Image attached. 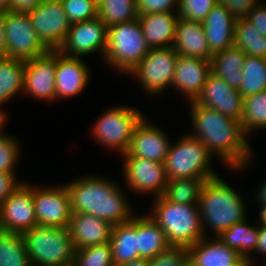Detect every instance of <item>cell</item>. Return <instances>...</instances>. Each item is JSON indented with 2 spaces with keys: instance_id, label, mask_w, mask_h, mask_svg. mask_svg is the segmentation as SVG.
Instances as JSON below:
<instances>
[{
  "instance_id": "6da1fadb",
  "label": "cell",
  "mask_w": 266,
  "mask_h": 266,
  "mask_svg": "<svg viewBox=\"0 0 266 266\" xmlns=\"http://www.w3.org/2000/svg\"><path fill=\"white\" fill-rule=\"evenodd\" d=\"M191 137L199 139L212 155L234 171L243 170L251 160L252 152L240 121L219 111L190 101Z\"/></svg>"
},
{
  "instance_id": "7a4b0ae2",
  "label": "cell",
  "mask_w": 266,
  "mask_h": 266,
  "mask_svg": "<svg viewBox=\"0 0 266 266\" xmlns=\"http://www.w3.org/2000/svg\"><path fill=\"white\" fill-rule=\"evenodd\" d=\"M65 186L70 195L72 213L91 214L113 226L128 222L133 217V209H130L126 196L111 180L84 176Z\"/></svg>"
},
{
  "instance_id": "3957f363",
  "label": "cell",
  "mask_w": 266,
  "mask_h": 266,
  "mask_svg": "<svg viewBox=\"0 0 266 266\" xmlns=\"http://www.w3.org/2000/svg\"><path fill=\"white\" fill-rule=\"evenodd\" d=\"M243 199L219 176L204 182L199 195L202 231L210 227L216 237L246 218ZM206 225V226H205Z\"/></svg>"
},
{
  "instance_id": "277c9868",
  "label": "cell",
  "mask_w": 266,
  "mask_h": 266,
  "mask_svg": "<svg viewBox=\"0 0 266 266\" xmlns=\"http://www.w3.org/2000/svg\"><path fill=\"white\" fill-rule=\"evenodd\" d=\"M153 201L148 216L162 228L171 246L188 248L205 237L199 205L170 202L162 196Z\"/></svg>"
},
{
  "instance_id": "5b68a950",
  "label": "cell",
  "mask_w": 266,
  "mask_h": 266,
  "mask_svg": "<svg viewBox=\"0 0 266 266\" xmlns=\"http://www.w3.org/2000/svg\"><path fill=\"white\" fill-rule=\"evenodd\" d=\"M32 266H72L75 254L68 227L34 226L23 233Z\"/></svg>"
},
{
  "instance_id": "8992f818",
  "label": "cell",
  "mask_w": 266,
  "mask_h": 266,
  "mask_svg": "<svg viewBox=\"0 0 266 266\" xmlns=\"http://www.w3.org/2000/svg\"><path fill=\"white\" fill-rule=\"evenodd\" d=\"M138 19L107 28L104 61L123 73H130L149 53Z\"/></svg>"
},
{
  "instance_id": "52a82bcc",
  "label": "cell",
  "mask_w": 266,
  "mask_h": 266,
  "mask_svg": "<svg viewBox=\"0 0 266 266\" xmlns=\"http://www.w3.org/2000/svg\"><path fill=\"white\" fill-rule=\"evenodd\" d=\"M211 158L212 154L199 139L184 135L170 145L164 162L167 179L218 177L211 168Z\"/></svg>"
},
{
  "instance_id": "ba28073f",
  "label": "cell",
  "mask_w": 266,
  "mask_h": 266,
  "mask_svg": "<svg viewBox=\"0 0 266 266\" xmlns=\"http://www.w3.org/2000/svg\"><path fill=\"white\" fill-rule=\"evenodd\" d=\"M143 117L136 108L115 106L99 117L92 133L102 146L116 149L123 154L128 151L134 129Z\"/></svg>"
},
{
  "instance_id": "9c48e42d",
  "label": "cell",
  "mask_w": 266,
  "mask_h": 266,
  "mask_svg": "<svg viewBox=\"0 0 266 266\" xmlns=\"http://www.w3.org/2000/svg\"><path fill=\"white\" fill-rule=\"evenodd\" d=\"M27 14L42 45L48 51L59 50L72 24L61 0H43Z\"/></svg>"
},
{
  "instance_id": "30bf717a",
  "label": "cell",
  "mask_w": 266,
  "mask_h": 266,
  "mask_svg": "<svg viewBox=\"0 0 266 266\" xmlns=\"http://www.w3.org/2000/svg\"><path fill=\"white\" fill-rule=\"evenodd\" d=\"M177 57L173 47L152 48L128 75L138 78L149 95L164 93L172 85Z\"/></svg>"
},
{
  "instance_id": "8fae6325",
  "label": "cell",
  "mask_w": 266,
  "mask_h": 266,
  "mask_svg": "<svg viewBox=\"0 0 266 266\" xmlns=\"http://www.w3.org/2000/svg\"><path fill=\"white\" fill-rule=\"evenodd\" d=\"M4 30L7 42L6 57L27 61L48 52L39 41L27 12L7 10Z\"/></svg>"
},
{
  "instance_id": "7c38bea8",
  "label": "cell",
  "mask_w": 266,
  "mask_h": 266,
  "mask_svg": "<svg viewBox=\"0 0 266 266\" xmlns=\"http://www.w3.org/2000/svg\"><path fill=\"white\" fill-rule=\"evenodd\" d=\"M33 201L39 226L65 228L72 218L71 199L66 186L34 187Z\"/></svg>"
},
{
  "instance_id": "4fadbf2b",
  "label": "cell",
  "mask_w": 266,
  "mask_h": 266,
  "mask_svg": "<svg viewBox=\"0 0 266 266\" xmlns=\"http://www.w3.org/2000/svg\"><path fill=\"white\" fill-rule=\"evenodd\" d=\"M123 171L126 185L131 191L145 194L153 193V197L162 196L168 182L164 164L145 158L132 157L127 152L122 154Z\"/></svg>"
},
{
  "instance_id": "5bb4252c",
  "label": "cell",
  "mask_w": 266,
  "mask_h": 266,
  "mask_svg": "<svg viewBox=\"0 0 266 266\" xmlns=\"http://www.w3.org/2000/svg\"><path fill=\"white\" fill-rule=\"evenodd\" d=\"M38 226L33 186L23 183L0 206V230L24 233Z\"/></svg>"
},
{
  "instance_id": "9a60e30c",
  "label": "cell",
  "mask_w": 266,
  "mask_h": 266,
  "mask_svg": "<svg viewBox=\"0 0 266 266\" xmlns=\"http://www.w3.org/2000/svg\"><path fill=\"white\" fill-rule=\"evenodd\" d=\"M107 45V26L99 17L71 24L67 38L59 51L72 57L92 54L96 51L105 55Z\"/></svg>"
},
{
  "instance_id": "2e32d148",
  "label": "cell",
  "mask_w": 266,
  "mask_h": 266,
  "mask_svg": "<svg viewBox=\"0 0 266 266\" xmlns=\"http://www.w3.org/2000/svg\"><path fill=\"white\" fill-rule=\"evenodd\" d=\"M56 51L25 61L23 91L37 100H56Z\"/></svg>"
},
{
  "instance_id": "e0dca14e",
  "label": "cell",
  "mask_w": 266,
  "mask_h": 266,
  "mask_svg": "<svg viewBox=\"0 0 266 266\" xmlns=\"http://www.w3.org/2000/svg\"><path fill=\"white\" fill-rule=\"evenodd\" d=\"M194 102L241 121L243 96L239 90L230 87L225 80L212 72L208 75L201 93Z\"/></svg>"
},
{
  "instance_id": "ac0fdd59",
  "label": "cell",
  "mask_w": 266,
  "mask_h": 266,
  "mask_svg": "<svg viewBox=\"0 0 266 266\" xmlns=\"http://www.w3.org/2000/svg\"><path fill=\"white\" fill-rule=\"evenodd\" d=\"M145 119L143 117L135 127L127 153L132 157L164 164L171 145L169 137L165 131Z\"/></svg>"
},
{
  "instance_id": "d6986e66",
  "label": "cell",
  "mask_w": 266,
  "mask_h": 266,
  "mask_svg": "<svg viewBox=\"0 0 266 266\" xmlns=\"http://www.w3.org/2000/svg\"><path fill=\"white\" fill-rule=\"evenodd\" d=\"M90 79L89 68L81 57H72L56 50V98L74 97L81 93Z\"/></svg>"
},
{
  "instance_id": "ffe728a7",
  "label": "cell",
  "mask_w": 266,
  "mask_h": 266,
  "mask_svg": "<svg viewBox=\"0 0 266 266\" xmlns=\"http://www.w3.org/2000/svg\"><path fill=\"white\" fill-rule=\"evenodd\" d=\"M210 73L209 60L178 55L171 86L186 95L188 102L194 101L201 93Z\"/></svg>"
},
{
  "instance_id": "44dd1931",
  "label": "cell",
  "mask_w": 266,
  "mask_h": 266,
  "mask_svg": "<svg viewBox=\"0 0 266 266\" xmlns=\"http://www.w3.org/2000/svg\"><path fill=\"white\" fill-rule=\"evenodd\" d=\"M113 225L86 213H72L68 229L74 249L110 242Z\"/></svg>"
},
{
  "instance_id": "7402d4cb",
  "label": "cell",
  "mask_w": 266,
  "mask_h": 266,
  "mask_svg": "<svg viewBox=\"0 0 266 266\" xmlns=\"http://www.w3.org/2000/svg\"><path fill=\"white\" fill-rule=\"evenodd\" d=\"M214 238L204 237L188 247V263L192 266H240L246 260L239 252Z\"/></svg>"
},
{
  "instance_id": "603a6c76",
  "label": "cell",
  "mask_w": 266,
  "mask_h": 266,
  "mask_svg": "<svg viewBox=\"0 0 266 266\" xmlns=\"http://www.w3.org/2000/svg\"><path fill=\"white\" fill-rule=\"evenodd\" d=\"M236 20L224 5L216 4L204 19L203 27L212 54L234 45Z\"/></svg>"
},
{
  "instance_id": "cb8c5ba5",
  "label": "cell",
  "mask_w": 266,
  "mask_h": 266,
  "mask_svg": "<svg viewBox=\"0 0 266 266\" xmlns=\"http://www.w3.org/2000/svg\"><path fill=\"white\" fill-rule=\"evenodd\" d=\"M173 49L178 55L211 60L213 54L210 52L203 23L187 21L178 18L175 28Z\"/></svg>"
},
{
  "instance_id": "d4e9b609",
  "label": "cell",
  "mask_w": 266,
  "mask_h": 266,
  "mask_svg": "<svg viewBox=\"0 0 266 266\" xmlns=\"http://www.w3.org/2000/svg\"><path fill=\"white\" fill-rule=\"evenodd\" d=\"M173 12H158L139 15L146 43L150 49L172 47L179 16Z\"/></svg>"
},
{
  "instance_id": "484cf974",
  "label": "cell",
  "mask_w": 266,
  "mask_h": 266,
  "mask_svg": "<svg viewBox=\"0 0 266 266\" xmlns=\"http://www.w3.org/2000/svg\"><path fill=\"white\" fill-rule=\"evenodd\" d=\"M110 244L114 265L140 259L137 242V217L128 222L114 225Z\"/></svg>"
},
{
  "instance_id": "4316f807",
  "label": "cell",
  "mask_w": 266,
  "mask_h": 266,
  "mask_svg": "<svg viewBox=\"0 0 266 266\" xmlns=\"http://www.w3.org/2000/svg\"><path fill=\"white\" fill-rule=\"evenodd\" d=\"M246 54L235 45L213 54L211 57V72L225 80L230 87L239 90L243 73L242 68Z\"/></svg>"
},
{
  "instance_id": "83f0119b",
  "label": "cell",
  "mask_w": 266,
  "mask_h": 266,
  "mask_svg": "<svg viewBox=\"0 0 266 266\" xmlns=\"http://www.w3.org/2000/svg\"><path fill=\"white\" fill-rule=\"evenodd\" d=\"M137 242L140 258L147 260L171 247L165 232L148 215L137 217Z\"/></svg>"
},
{
  "instance_id": "f1b7e54d",
  "label": "cell",
  "mask_w": 266,
  "mask_h": 266,
  "mask_svg": "<svg viewBox=\"0 0 266 266\" xmlns=\"http://www.w3.org/2000/svg\"><path fill=\"white\" fill-rule=\"evenodd\" d=\"M246 218L224 231L217 238L226 246L239 252L246 260L254 262L251 253L258 242V226H247Z\"/></svg>"
},
{
  "instance_id": "f546056e",
  "label": "cell",
  "mask_w": 266,
  "mask_h": 266,
  "mask_svg": "<svg viewBox=\"0 0 266 266\" xmlns=\"http://www.w3.org/2000/svg\"><path fill=\"white\" fill-rule=\"evenodd\" d=\"M24 66L23 60L0 57V105L23 92Z\"/></svg>"
},
{
  "instance_id": "4dcf8cb0",
  "label": "cell",
  "mask_w": 266,
  "mask_h": 266,
  "mask_svg": "<svg viewBox=\"0 0 266 266\" xmlns=\"http://www.w3.org/2000/svg\"><path fill=\"white\" fill-rule=\"evenodd\" d=\"M234 45L246 55L266 58V35L256 29L246 18L236 20Z\"/></svg>"
},
{
  "instance_id": "1f68e13d",
  "label": "cell",
  "mask_w": 266,
  "mask_h": 266,
  "mask_svg": "<svg viewBox=\"0 0 266 266\" xmlns=\"http://www.w3.org/2000/svg\"><path fill=\"white\" fill-rule=\"evenodd\" d=\"M0 266H32L22 233L0 230Z\"/></svg>"
},
{
  "instance_id": "d6a6232c",
  "label": "cell",
  "mask_w": 266,
  "mask_h": 266,
  "mask_svg": "<svg viewBox=\"0 0 266 266\" xmlns=\"http://www.w3.org/2000/svg\"><path fill=\"white\" fill-rule=\"evenodd\" d=\"M212 178H182L168 180L163 198L184 205H198L199 195L205 181Z\"/></svg>"
},
{
  "instance_id": "836d02e7",
  "label": "cell",
  "mask_w": 266,
  "mask_h": 266,
  "mask_svg": "<svg viewBox=\"0 0 266 266\" xmlns=\"http://www.w3.org/2000/svg\"><path fill=\"white\" fill-rule=\"evenodd\" d=\"M239 88L243 98L266 90V58L246 55Z\"/></svg>"
},
{
  "instance_id": "e575fe53",
  "label": "cell",
  "mask_w": 266,
  "mask_h": 266,
  "mask_svg": "<svg viewBox=\"0 0 266 266\" xmlns=\"http://www.w3.org/2000/svg\"><path fill=\"white\" fill-rule=\"evenodd\" d=\"M98 17L108 27L138 19L136 0H102Z\"/></svg>"
},
{
  "instance_id": "d590c367",
  "label": "cell",
  "mask_w": 266,
  "mask_h": 266,
  "mask_svg": "<svg viewBox=\"0 0 266 266\" xmlns=\"http://www.w3.org/2000/svg\"><path fill=\"white\" fill-rule=\"evenodd\" d=\"M245 135L266 128V90L243 98V114L240 121Z\"/></svg>"
},
{
  "instance_id": "8d00e7d4",
  "label": "cell",
  "mask_w": 266,
  "mask_h": 266,
  "mask_svg": "<svg viewBox=\"0 0 266 266\" xmlns=\"http://www.w3.org/2000/svg\"><path fill=\"white\" fill-rule=\"evenodd\" d=\"M72 266H114L110 242L75 250Z\"/></svg>"
},
{
  "instance_id": "74e56055",
  "label": "cell",
  "mask_w": 266,
  "mask_h": 266,
  "mask_svg": "<svg viewBox=\"0 0 266 266\" xmlns=\"http://www.w3.org/2000/svg\"><path fill=\"white\" fill-rule=\"evenodd\" d=\"M65 14L71 23L98 17L96 0H61Z\"/></svg>"
},
{
  "instance_id": "f35d334b",
  "label": "cell",
  "mask_w": 266,
  "mask_h": 266,
  "mask_svg": "<svg viewBox=\"0 0 266 266\" xmlns=\"http://www.w3.org/2000/svg\"><path fill=\"white\" fill-rule=\"evenodd\" d=\"M218 0H179L177 15L187 21L203 22Z\"/></svg>"
},
{
  "instance_id": "ab89813d",
  "label": "cell",
  "mask_w": 266,
  "mask_h": 266,
  "mask_svg": "<svg viewBox=\"0 0 266 266\" xmlns=\"http://www.w3.org/2000/svg\"><path fill=\"white\" fill-rule=\"evenodd\" d=\"M19 145L14 137L5 133L0 135V172L15 174L14 168L21 150Z\"/></svg>"
},
{
  "instance_id": "60d3db41",
  "label": "cell",
  "mask_w": 266,
  "mask_h": 266,
  "mask_svg": "<svg viewBox=\"0 0 266 266\" xmlns=\"http://www.w3.org/2000/svg\"><path fill=\"white\" fill-rule=\"evenodd\" d=\"M187 263V248L174 246L148 260V266H186Z\"/></svg>"
},
{
  "instance_id": "b9f144b4",
  "label": "cell",
  "mask_w": 266,
  "mask_h": 266,
  "mask_svg": "<svg viewBox=\"0 0 266 266\" xmlns=\"http://www.w3.org/2000/svg\"><path fill=\"white\" fill-rule=\"evenodd\" d=\"M138 15L149 13L172 12L179 6V0H136ZM172 9V10H171Z\"/></svg>"
},
{
  "instance_id": "7bdbcfd3",
  "label": "cell",
  "mask_w": 266,
  "mask_h": 266,
  "mask_svg": "<svg viewBox=\"0 0 266 266\" xmlns=\"http://www.w3.org/2000/svg\"><path fill=\"white\" fill-rule=\"evenodd\" d=\"M258 3V0H218L235 19L246 18Z\"/></svg>"
},
{
  "instance_id": "ee69618b",
  "label": "cell",
  "mask_w": 266,
  "mask_h": 266,
  "mask_svg": "<svg viewBox=\"0 0 266 266\" xmlns=\"http://www.w3.org/2000/svg\"><path fill=\"white\" fill-rule=\"evenodd\" d=\"M12 173L0 172V206L23 182L16 179Z\"/></svg>"
},
{
  "instance_id": "f6af8a7d",
  "label": "cell",
  "mask_w": 266,
  "mask_h": 266,
  "mask_svg": "<svg viewBox=\"0 0 266 266\" xmlns=\"http://www.w3.org/2000/svg\"><path fill=\"white\" fill-rule=\"evenodd\" d=\"M246 19L262 34L266 35V5L258 3L246 16Z\"/></svg>"
},
{
  "instance_id": "bcb514c9",
  "label": "cell",
  "mask_w": 266,
  "mask_h": 266,
  "mask_svg": "<svg viewBox=\"0 0 266 266\" xmlns=\"http://www.w3.org/2000/svg\"><path fill=\"white\" fill-rule=\"evenodd\" d=\"M43 0H12L9 11L27 12L38 6Z\"/></svg>"
},
{
  "instance_id": "7dc6e473",
  "label": "cell",
  "mask_w": 266,
  "mask_h": 266,
  "mask_svg": "<svg viewBox=\"0 0 266 266\" xmlns=\"http://www.w3.org/2000/svg\"><path fill=\"white\" fill-rule=\"evenodd\" d=\"M6 10L0 9V57H6V35L4 30V21Z\"/></svg>"
},
{
  "instance_id": "c3c4849f",
  "label": "cell",
  "mask_w": 266,
  "mask_h": 266,
  "mask_svg": "<svg viewBox=\"0 0 266 266\" xmlns=\"http://www.w3.org/2000/svg\"><path fill=\"white\" fill-rule=\"evenodd\" d=\"M256 253L264 254L266 257V226H259L258 242L255 249ZM266 261V259H265Z\"/></svg>"
},
{
  "instance_id": "681fc988",
  "label": "cell",
  "mask_w": 266,
  "mask_h": 266,
  "mask_svg": "<svg viewBox=\"0 0 266 266\" xmlns=\"http://www.w3.org/2000/svg\"><path fill=\"white\" fill-rule=\"evenodd\" d=\"M114 266H148V260L145 258H140L137 260H132L130 262L114 265Z\"/></svg>"
},
{
  "instance_id": "f907efd6",
  "label": "cell",
  "mask_w": 266,
  "mask_h": 266,
  "mask_svg": "<svg viewBox=\"0 0 266 266\" xmlns=\"http://www.w3.org/2000/svg\"><path fill=\"white\" fill-rule=\"evenodd\" d=\"M256 198L258 199V203H266V181L264 184L260 187V190L256 193Z\"/></svg>"
},
{
  "instance_id": "816d5d0a",
  "label": "cell",
  "mask_w": 266,
  "mask_h": 266,
  "mask_svg": "<svg viewBox=\"0 0 266 266\" xmlns=\"http://www.w3.org/2000/svg\"><path fill=\"white\" fill-rule=\"evenodd\" d=\"M260 205V219H259V222L261 226H266V203H259Z\"/></svg>"
},
{
  "instance_id": "f5cc1de1",
  "label": "cell",
  "mask_w": 266,
  "mask_h": 266,
  "mask_svg": "<svg viewBox=\"0 0 266 266\" xmlns=\"http://www.w3.org/2000/svg\"><path fill=\"white\" fill-rule=\"evenodd\" d=\"M6 113L3 112V109H0V135L4 132L3 131V128H4V125H5V122L7 117L5 115Z\"/></svg>"
},
{
  "instance_id": "db71d44e",
  "label": "cell",
  "mask_w": 266,
  "mask_h": 266,
  "mask_svg": "<svg viewBox=\"0 0 266 266\" xmlns=\"http://www.w3.org/2000/svg\"><path fill=\"white\" fill-rule=\"evenodd\" d=\"M11 1L12 0H0V9L2 10H9L11 7Z\"/></svg>"
},
{
  "instance_id": "11a10c76",
  "label": "cell",
  "mask_w": 266,
  "mask_h": 266,
  "mask_svg": "<svg viewBox=\"0 0 266 266\" xmlns=\"http://www.w3.org/2000/svg\"><path fill=\"white\" fill-rule=\"evenodd\" d=\"M240 266H253V263L248 260H245Z\"/></svg>"
}]
</instances>
